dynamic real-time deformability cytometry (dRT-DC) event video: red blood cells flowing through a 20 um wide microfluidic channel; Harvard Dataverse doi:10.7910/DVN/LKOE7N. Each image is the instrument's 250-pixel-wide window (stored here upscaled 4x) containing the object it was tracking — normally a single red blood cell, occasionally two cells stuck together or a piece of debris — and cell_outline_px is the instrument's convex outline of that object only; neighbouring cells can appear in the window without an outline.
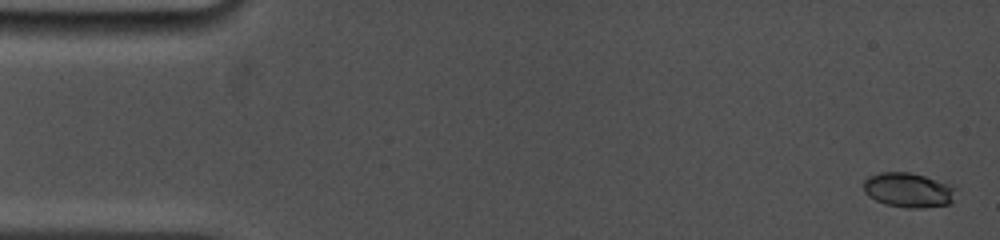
{"species": "common noctule bat (a hibernating species)", "species_latin": "Nyctalus noctula", "temperature_condition": "cold", "stored_images_in_passage": 6, "camera_frame_rate_fps": 5000, "um_per_image_px": 0.085, "animal": {"sex": "female", "body_mass_g": 19.0, "forearm_length_mm": 53.3}, "frame": {"image": 1, "passage_image": 1, "time_ms": 0.0, "image_size_px": [1000, 240], "cell_outline_px": [[960, 188], [952, 204], [924, 208], [904, 208], [884, 204], [868, 196], [864, 192], [864, 180], [868, 176], [880, 172], [908, 172], [924, 176]], "centroid_in_image_um": [77.26, 16.17], "position_along_channel_um": 7.7, "area_um2": 19.07}}
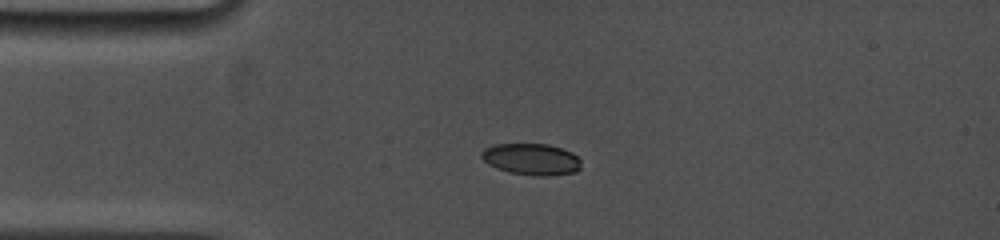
{"frame": {"image": 2, "passage_image": 5, "time_ms": 3.6, "image_size_px": [1000, 240], "cell_outline_px": [[580, 168], [576, 172], [544, 176], [536, 176], [508, 172], [496, 168], [488, 164], [480, 156], [480, 152], [484, 148], [496, 144], [548, 144], [572, 152], [580, 160]], "centroid_in_image_um": [45.14, 13.53], "position_along_channel_um": 39.9, "area_um2": 18.32}}